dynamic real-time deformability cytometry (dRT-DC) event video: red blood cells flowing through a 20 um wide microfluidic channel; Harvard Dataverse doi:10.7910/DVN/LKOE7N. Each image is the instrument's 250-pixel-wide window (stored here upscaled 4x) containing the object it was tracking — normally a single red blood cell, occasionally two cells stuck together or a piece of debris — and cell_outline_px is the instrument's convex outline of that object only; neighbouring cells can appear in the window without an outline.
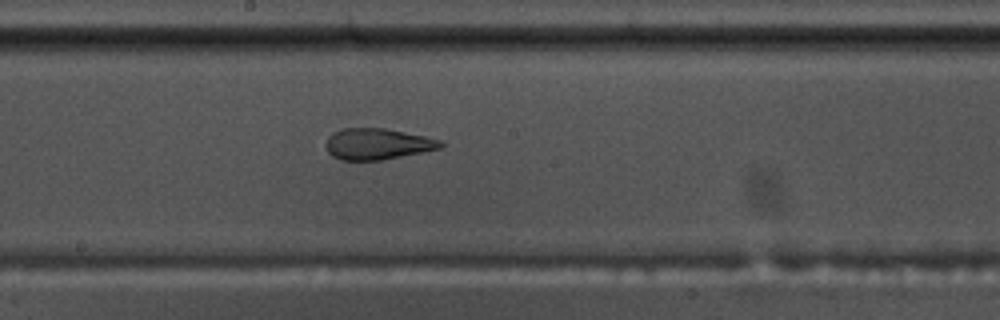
{"species": "common noctule bat (a hibernating species)", "species_latin": "Nyctalus noctula", "temperature_condition": "warm", "stored_images_in_passage": 56, "segment_of_instrument_passage": [1, 2], "camera_frame_rate_fps": 3000, "um_per_image_px": 0.085, "animal": {"sex": "male", "body_mass_g": 17.5, "forearm_length_mm": 52.3}, "frame": {"image": 1, "passage_image": 31, "time_ms": 10.0, "image_size_px": [1000, 320], "cell_outline_px": [[444, 144], [440, 148], [380, 160], [340, 160], [332, 156], [328, 152], [324, 144], [328, 136], [332, 132], [344, 128], [384, 128], [444, 140]], "centroid_in_image_um": [32.04, 12.23], "position_along_channel_um": 216.2, "area_um2": 20.81}}
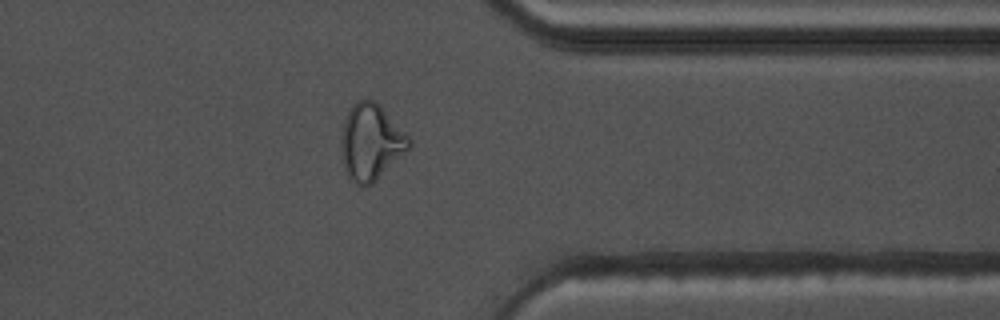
{"frame": {"image": 2, "passage_image": 45, "time_ms": 14.667, "image_size_px": [1000, 320], "cell_outline_px": [[412, 144], [372, 184], [364, 188], [356, 184], [348, 176], [344, 168], [340, 148], [344, 120], [352, 104], [356, 100], [372, 100], [380, 104], [412, 140]], "centroid_in_image_um": [31.5, 12.07], "position_along_channel_um": 379.9, "area_um2": 29.88}}
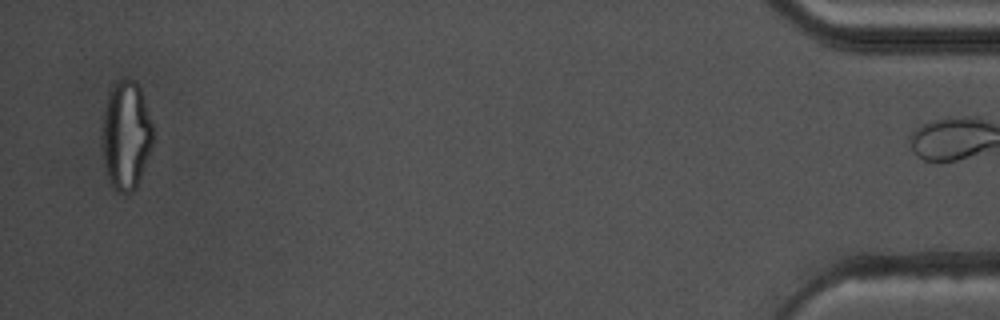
{"frame": {"image": 3, "passage_image": 55, "time_ms": 18.0, "image_size_px": [1000, 320], "cell_outline_px": [[152, 148], [136, 188], [132, 192], [116, 192], [112, 188], [104, 164], [100, 136], [104, 112], [108, 92], [124, 76], [136, 80], [140, 88], [152, 124]], "centroid_in_image_um": [10.69, 11.5], "position_along_channel_um": 424.5, "area_um2": 32.48}}